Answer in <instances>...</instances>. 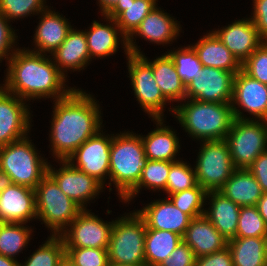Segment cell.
Here are the masks:
<instances>
[{
	"instance_id": "6da1fadb",
	"label": "cell",
	"mask_w": 267,
	"mask_h": 266,
	"mask_svg": "<svg viewBox=\"0 0 267 266\" xmlns=\"http://www.w3.org/2000/svg\"><path fill=\"white\" fill-rule=\"evenodd\" d=\"M51 151L57 160L67 158L102 128V116L95 98L74 88L64 98L53 100Z\"/></svg>"
},
{
	"instance_id": "7a4b0ae2",
	"label": "cell",
	"mask_w": 267,
	"mask_h": 266,
	"mask_svg": "<svg viewBox=\"0 0 267 266\" xmlns=\"http://www.w3.org/2000/svg\"><path fill=\"white\" fill-rule=\"evenodd\" d=\"M48 58H47V57ZM50 55L17 48L6 64L4 88L23 100L67 96L74 87H66V77ZM70 88V89H69Z\"/></svg>"
},
{
	"instance_id": "3957f363",
	"label": "cell",
	"mask_w": 267,
	"mask_h": 266,
	"mask_svg": "<svg viewBox=\"0 0 267 266\" xmlns=\"http://www.w3.org/2000/svg\"><path fill=\"white\" fill-rule=\"evenodd\" d=\"M169 109L193 139L224 140L234 120L231 103H211L194 99Z\"/></svg>"
},
{
	"instance_id": "277c9868",
	"label": "cell",
	"mask_w": 267,
	"mask_h": 266,
	"mask_svg": "<svg viewBox=\"0 0 267 266\" xmlns=\"http://www.w3.org/2000/svg\"><path fill=\"white\" fill-rule=\"evenodd\" d=\"M147 161L141 135L129 131L113 134L108 184L115 185L120 199L138 184Z\"/></svg>"
},
{
	"instance_id": "5b68a950",
	"label": "cell",
	"mask_w": 267,
	"mask_h": 266,
	"mask_svg": "<svg viewBox=\"0 0 267 266\" xmlns=\"http://www.w3.org/2000/svg\"><path fill=\"white\" fill-rule=\"evenodd\" d=\"M28 136L0 147V171L6 173L12 183L35 189L48 174L46 159L38 155Z\"/></svg>"
},
{
	"instance_id": "8992f818",
	"label": "cell",
	"mask_w": 267,
	"mask_h": 266,
	"mask_svg": "<svg viewBox=\"0 0 267 266\" xmlns=\"http://www.w3.org/2000/svg\"><path fill=\"white\" fill-rule=\"evenodd\" d=\"M146 223L134 211L114 221L108 246L109 262L121 265L146 263Z\"/></svg>"
},
{
	"instance_id": "52a82bcc",
	"label": "cell",
	"mask_w": 267,
	"mask_h": 266,
	"mask_svg": "<svg viewBox=\"0 0 267 266\" xmlns=\"http://www.w3.org/2000/svg\"><path fill=\"white\" fill-rule=\"evenodd\" d=\"M35 194L37 219L51 230L52 236H59L83 210L49 174L36 186Z\"/></svg>"
},
{
	"instance_id": "ba28073f",
	"label": "cell",
	"mask_w": 267,
	"mask_h": 266,
	"mask_svg": "<svg viewBox=\"0 0 267 266\" xmlns=\"http://www.w3.org/2000/svg\"><path fill=\"white\" fill-rule=\"evenodd\" d=\"M234 118L225 140L235 169H248L267 150V121Z\"/></svg>"
},
{
	"instance_id": "9c48e42d",
	"label": "cell",
	"mask_w": 267,
	"mask_h": 266,
	"mask_svg": "<svg viewBox=\"0 0 267 266\" xmlns=\"http://www.w3.org/2000/svg\"><path fill=\"white\" fill-rule=\"evenodd\" d=\"M195 172L198 184L206 191H219L235 170L227 141H201Z\"/></svg>"
},
{
	"instance_id": "30bf717a",
	"label": "cell",
	"mask_w": 267,
	"mask_h": 266,
	"mask_svg": "<svg viewBox=\"0 0 267 266\" xmlns=\"http://www.w3.org/2000/svg\"><path fill=\"white\" fill-rule=\"evenodd\" d=\"M134 96L144 112L152 118H163L166 103H170L162 94L154 79L151 64L145 55L129 53L126 57Z\"/></svg>"
},
{
	"instance_id": "8fae6325",
	"label": "cell",
	"mask_w": 267,
	"mask_h": 266,
	"mask_svg": "<svg viewBox=\"0 0 267 266\" xmlns=\"http://www.w3.org/2000/svg\"><path fill=\"white\" fill-rule=\"evenodd\" d=\"M113 224L83 209L59 236L64 247L108 248Z\"/></svg>"
},
{
	"instance_id": "7c38bea8",
	"label": "cell",
	"mask_w": 267,
	"mask_h": 266,
	"mask_svg": "<svg viewBox=\"0 0 267 266\" xmlns=\"http://www.w3.org/2000/svg\"><path fill=\"white\" fill-rule=\"evenodd\" d=\"M110 135L106 136L103 130H99L67 158L73 167L92 176L103 186L107 176L109 177L110 146L113 134Z\"/></svg>"
},
{
	"instance_id": "4fadbf2b",
	"label": "cell",
	"mask_w": 267,
	"mask_h": 266,
	"mask_svg": "<svg viewBox=\"0 0 267 266\" xmlns=\"http://www.w3.org/2000/svg\"><path fill=\"white\" fill-rule=\"evenodd\" d=\"M26 102L0 86V147L29 135L32 121Z\"/></svg>"
},
{
	"instance_id": "5bb4252c",
	"label": "cell",
	"mask_w": 267,
	"mask_h": 266,
	"mask_svg": "<svg viewBox=\"0 0 267 266\" xmlns=\"http://www.w3.org/2000/svg\"><path fill=\"white\" fill-rule=\"evenodd\" d=\"M232 110L234 118L250 120L242 115L239 107L255 120L267 121V85L240 70L233 79ZM235 104V105H234ZM236 104L238 107H236Z\"/></svg>"
},
{
	"instance_id": "9a60e30c",
	"label": "cell",
	"mask_w": 267,
	"mask_h": 266,
	"mask_svg": "<svg viewBox=\"0 0 267 266\" xmlns=\"http://www.w3.org/2000/svg\"><path fill=\"white\" fill-rule=\"evenodd\" d=\"M234 74L213 67H202L201 75L186 85L185 99L211 103H232Z\"/></svg>"
},
{
	"instance_id": "2e32d148",
	"label": "cell",
	"mask_w": 267,
	"mask_h": 266,
	"mask_svg": "<svg viewBox=\"0 0 267 266\" xmlns=\"http://www.w3.org/2000/svg\"><path fill=\"white\" fill-rule=\"evenodd\" d=\"M62 166L55 170L48 165V174L56 181L61 191L82 209L103 190V185L92 176L73 167L67 160H60Z\"/></svg>"
},
{
	"instance_id": "e0dca14e",
	"label": "cell",
	"mask_w": 267,
	"mask_h": 266,
	"mask_svg": "<svg viewBox=\"0 0 267 266\" xmlns=\"http://www.w3.org/2000/svg\"><path fill=\"white\" fill-rule=\"evenodd\" d=\"M175 18L169 14L161 11V8L154 7L150 13L141 21L139 27L127 39L129 53L142 55L138 49L136 42L133 41L134 36L138 35L144 37L145 40L159 45L171 44L176 40L181 28L180 24Z\"/></svg>"
},
{
	"instance_id": "ac0fdd59",
	"label": "cell",
	"mask_w": 267,
	"mask_h": 266,
	"mask_svg": "<svg viewBox=\"0 0 267 266\" xmlns=\"http://www.w3.org/2000/svg\"><path fill=\"white\" fill-rule=\"evenodd\" d=\"M37 219L35 189L12 183L0 192V222L24 223Z\"/></svg>"
},
{
	"instance_id": "d6986e66",
	"label": "cell",
	"mask_w": 267,
	"mask_h": 266,
	"mask_svg": "<svg viewBox=\"0 0 267 266\" xmlns=\"http://www.w3.org/2000/svg\"><path fill=\"white\" fill-rule=\"evenodd\" d=\"M212 32L241 64L264 42L250 18L235 20Z\"/></svg>"
},
{
	"instance_id": "ffe728a7",
	"label": "cell",
	"mask_w": 267,
	"mask_h": 266,
	"mask_svg": "<svg viewBox=\"0 0 267 266\" xmlns=\"http://www.w3.org/2000/svg\"><path fill=\"white\" fill-rule=\"evenodd\" d=\"M137 213L144 219L147 229L167 230L183 237L192 218L178 209L168 198L154 200Z\"/></svg>"
},
{
	"instance_id": "44dd1931",
	"label": "cell",
	"mask_w": 267,
	"mask_h": 266,
	"mask_svg": "<svg viewBox=\"0 0 267 266\" xmlns=\"http://www.w3.org/2000/svg\"><path fill=\"white\" fill-rule=\"evenodd\" d=\"M182 239L194 251L196 258L221 251L228 246V240L204 214L192 218Z\"/></svg>"
},
{
	"instance_id": "7402d4cb",
	"label": "cell",
	"mask_w": 267,
	"mask_h": 266,
	"mask_svg": "<svg viewBox=\"0 0 267 266\" xmlns=\"http://www.w3.org/2000/svg\"><path fill=\"white\" fill-rule=\"evenodd\" d=\"M105 20L109 23L107 25H103V23H99L97 21H93L90 29L85 31L87 47L90 54V58H103L106 56H111L117 52L118 47L123 42L122 48H124V52L126 56L129 54L127 38L121 32V29L116 24L115 19L109 18L103 15ZM120 36L122 39L120 40Z\"/></svg>"
},
{
	"instance_id": "603a6c76",
	"label": "cell",
	"mask_w": 267,
	"mask_h": 266,
	"mask_svg": "<svg viewBox=\"0 0 267 266\" xmlns=\"http://www.w3.org/2000/svg\"><path fill=\"white\" fill-rule=\"evenodd\" d=\"M41 17L36 33L34 34L36 53H53L66 39L68 32L72 29L66 17L60 13L47 9L40 13Z\"/></svg>"
},
{
	"instance_id": "cb8c5ba5",
	"label": "cell",
	"mask_w": 267,
	"mask_h": 266,
	"mask_svg": "<svg viewBox=\"0 0 267 266\" xmlns=\"http://www.w3.org/2000/svg\"><path fill=\"white\" fill-rule=\"evenodd\" d=\"M53 62L60 72L67 77V70H82L91 61L87 47L85 30L72 28L62 44L51 53ZM55 60V61H54Z\"/></svg>"
},
{
	"instance_id": "d4e9b609",
	"label": "cell",
	"mask_w": 267,
	"mask_h": 266,
	"mask_svg": "<svg viewBox=\"0 0 267 266\" xmlns=\"http://www.w3.org/2000/svg\"><path fill=\"white\" fill-rule=\"evenodd\" d=\"M206 199L210 207L204 215L226 240L235 238L241 207L220 191L207 192Z\"/></svg>"
},
{
	"instance_id": "484cf974",
	"label": "cell",
	"mask_w": 267,
	"mask_h": 266,
	"mask_svg": "<svg viewBox=\"0 0 267 266\" xmlns=\"http://www.w3.org/2000/svg\"><path fill=\"white\" fill-rule=\"evenodd\" d=\"M192 47L205 67L230 71L234 75L241 70V63L212 31L205 34Z\"/></svg>"
},
{
	"instance_id": "4316f807",
	"label": "cell",
	"mask_w": 267,
	"mask_h": 266,
	"mask_svg": "<svg viewBox=\"0 0 267 266\" xmlns=\"http://www.w3.org/2000/svg\"><path fill=\"white\" fill-rule=\"evenodd\" d=\"M157 128L150 131L145 137L141 136L145 156L149 160L178 161L175 156L180 151L179 138L175 131L163 124V118H152Z\"/></svg>"
},
{
	"instance_id": "83f0119b",
	"label": "cell",
	"mask_w": 267,
	"mask_h": 266,
	"mask_svg": "<svg viewBox=\"0 0 267 266\" xmlns=\"http://www.w3.org/2000/svg\"><path fill=\"white\" fill-rule=\"evenodd\" d=\"M219 191L240 207L256 206L263 195L260 184L248 169H235Z\"/></svg>"
},
{
	"instance_id": "f1b7e54d",
	"label": "cell",
	"mask_w": 267,
	"mask_h": 266,
	"mask_svg": "<svg viewBox=\"0 0 267 266\" xmlns=\"http://www.w3.org/2000/svg\"><path fill=\"white\" fill-rule=\"evenodd\" d=\"M157 0H125L116 5L105 15L115 19L121 32L128 39L139 27L141 21L157 6Z\"/></svg>"
},
{
	"instance_id": "f546056e",
	"label": "cell",
	"mask_w": 267,
	"mask_h": 266,
	"mask_svg": "<svg viewBox=\"0 0 267 266\" xmlns=\"http://www.w3.org/2000/svg\"><path fill=\"white\" fill-rule=\"evenodd\" d=\"M147 61L152 66L154 79L160 87L163 96L169 102H183L186 97V86L179 77L170 56L164 53V55L159 56L154 61L148 59Z\"/></svg>"
},
{
	"instance_id": "4dcf8cb0",
	"label": "cell",
	"mask_w": 267,
	"mask_h": 266,
	"mask_svg": "<svg viewBox=\"0 0 267 266\" xmlns=\"http://www.w3.org/2000/svg\"><path fill=\"white\" fill-rule=\"evenodd\" d=\"M233 266H264L267 262V237H235L228 241Z\"/></svg>"
},
{
	"instance_id": "1f68e13d",
	"label": "cell",
	"mask_w": 267,
	"mask_h": 266,
	"mask_svg": "<svg viewBox=\"0 0 267 266\" xmlns=\"http://www.w3.org/2000/svg\"><path fill=\"white\" fill-rule=\"evenodd\" d=\"M182 241V237L174 232L147 229L144 246L146 265L159 266Z\"/></svg>"
},
{
	"instance_id": "d6a6232c",
	"label": "cell",
	"mask_w": 267,
	"mask_h": 266,
	"mask_svg": "<svg viewBox=\"0 0 267 266\" xmlns=\"http://www.w3.org/2000/svg\"><path fill=\"white\" fill-rule=\"evenodd\" d=\"M28 227L24 223L0 222V255L15 259L31 239L33 231Z\"/></svg>"
},
{
	"instance_id": "836d02e7",
	"label": "cell",
	"mask_w": 267,
	"mask_h": 266,
	"mask_svg": "<svg viewBox=\"0 0 267 266\" xmlns=\"http://www.w3.org/2000/svg\"><path fill=\"white\" fill-rule=\"evenodd\" d=\"M171 162L161 160H149L142 170L138 184L122 199L125 203L131 201L142 189L149 188L153 191H165Z\"/></svg>"
},
{
	"instance_id": "e575fe53",
	"label": "cell",
	"mask_w": 267,
	"mask_h": 266,
	"mask_svg": "<svg viewBox=\"0 0 267 266\" xmlns=\"http://www.w3.org/2000/svg\"><path fill=\"white\" fill-rule=\"evenodd\" d=\"M65 247L60 236H50L19 266H65Z\"/></svg>"
},
{
	"instance_id": "d590c367",
	"label": "cell",
	"mask_w": 267,
	"mask_h": 266,
	"mask_svg": "<svg viewBox=\"0 0 267 266\" xmlns=\"http://www.w3.org/2000/svg\"><path fill=\"white\" fill-rule=\"evenodd\" d=\"M166 53L172 59L176 71L185 86L201 75L203 65L191 45L181 49L178 48L175 51L170 50Z\"/></svg>"
},
{
	"instance_id": "8d00e7d4",
	"label": "cell",
	"mask_w": 267,
	"mask_h": 266,
	"mask_svg": "<svg viewBox=\"0 0 267 266\" xmlns=\"http://www.w3.org/2000/svg\"><path fill=\"white\" fill-rule=\"evenodd\" d=\"M206 194L207 192L198 184L196 187L170 194L168 198L182 212L195 218L205 213L203 207Z\"/></svg>"
},
{
	"instance_id": "74e56055",
	"label": "cell",
	"mask_w": 267,
	"mask_h": 266,
	"mask_svg": "<svg viewBox=\"0 0 267 266\" xmlns=\"http://www.w3.org/2000/svg\"><path fill=\"white\" fill-rule=\"evenodd\" d=\"M66 266H108V248L65 247Z\"/></svg>"
},
{
	"instance_id": "f35d334b",
	"label": "cell",
	"mask_w": 267,
	"mask_h": 266,
	"mask_svg": "<svg viewBox=\"0 0 267 266\" xmlns=\"http://www.w3.org/2000/svg\"><path fill=\"white\" fill-rule=\"evenodd\" d=\"M235 237H267V224L263 220L256 206L240 208Z\"/></svg>"
},
{
	"instance_id": "ab89813d",
	"label": "cell",
	"mask_w": 267,
	"mask_h": 266,
	"mask_svg": "<svg viewBox=\"0 0 267 266\" xmlns=\"http://www.w3.org/2000/svg\"><path fill=\"white\" fill-rule=\"evenodd\" d=\"M184 161L171 162L165 192L174 194L198 185L195 168Z\"/></svg>"
},
{
	"instance_id": "60d3db41",
	"label": "cell",
	"mask_w": 267,
	"mask_h": 266,
	"mask_svg": "<svg viewBox=\"0 0 267 266\" xmlns=\"http://www.w3.org/2000/svg\"><path fill=\"white\" fill-rule=\"evenodd\" d=\"M45 0H0V12L9 20L38 15L46 10ZM11 19V20H10Z\"/></svg>"
},
{
	"instance_id": "b9f144b4",
	"label": "cell",
	"mask_w": 267,
	"mask_h": 266,
	"mask_svg": "<svg viewBox=\"0 0 267 266\" xmlns=\"http://www.w3.org/2000/svg\"><path fill=\"white\" fill-rule=\"evenodd\" d=\"M241 70L267 85V41H264L242 64Z\"/></svg>"
},
{
	"instance_id": "7bdbcfd3",
	"label": "cell",
	"mask_w": 267,
	"mask_h": 266,
	"mask_svg": "<svg viewBox=\"0 0 267 266\" xmlns=\"http://www.w3.org/2000/svg\"><path fill=\"white\" fill-rule=\"evenodd\" d=\"M8 22L10 23V21L0 12V61L1 59L9 60L17 50L13 46L16 45L15 40L18 36H16L17 34L15 33V30L13 31L14 28H11V25Z\"/></svg>"
},
{
	"instance_id": "ee69618b",
	"label": "cell",
	"mask_w": 267,
	"mask_h": 266,
	"mask_svg": "<svg viewBox=\"0 0 267 266\" xmlns=\"http://www.w3.org/2000/svg\"><path fill=\"white\" fill-rule=\"evenodd\" d=\"M194 251L183 241L159 266H195Z\"/></svg>"
},
{
	"instance_id": "f6af8a7d",
	"label": "cell",
	"mask_w": 267,
	"mask_h": 266,
	"mask_svg": "<svg viewBox=\"0 0 267 266\" xmlns=\"http://www.w3.org/2000/svg\"><path fill=\"white\" fill-rule=\"evenodd\" d=\"M253 6V16L250 19L260 37L267 41V0H253Z\"/></svg>"
},
{
	"instance_id": "bcb514c9",
	"label": "cell",
	"mask_w": 267,
	"mask_h": 266,
	"mask_svg": "<svg viewBox=\"0 0 267 266\" xmlns=\"http://www.w3.org/2000/svg\"><path fill=\"white\" fill-rule=\"evenodd\" d=\"M195 266H233L231 251L227 246L221 251L198 257Z\"/></svg>"
},
{
	"instance_id": "7dc6e473",
	"label": "cell",
	"mask_w": 267,
	"mask_h": 266,
	"mask_svg": "<svg viewBox=\"0 0 267 266\" xmlns=\"http://www.w3.org/2000/svg\"><path fill=\"white\" fill-rule=\"evenodd\" d=\"M260 184L262 191L267 192V150L262 152L248 168Z\"/></svg>"
},
{
	"instance_id": "c3c4849f",
	"label": "cell",
	"mask_w": 267,
	"mask_h": 266,
	"mask_svg": "<svg viewBox=\"0 0 267 266\" xmlns=\"http://www.w3.org/2000/svg\"><path fill=\"white\" fill-rule=\"evenodd\" d=\"M256 207L262 216L263 220L267 224V192H263V195L256 204Z\"/></svg>"
},
{
	"instance_id": "681fc988",
	"label": "cell",
	"mask_w": 267,
	"mask_h": 266,
	"mask_svg": "<svg viewBox=\"0 0 267 266\" xmlns=\"http://www.w3.org/2000/svg\"><path fill=\"white\" fill-rule=\"evenodd\" d=\"M125 0H98V4L100 7L101 16L106 15L117 2H123Z\"/></svg>"
},
{
	"instance_id": "f907efd6",
	"label": "cell",
	"mask_w": 267,
	"mask_h": 266,
	"mask_svg": "<svg viewBox=\"0 0 267 266\" xmlns=\"http://www.w3.org/2000/svg\"><path fill=\"white\" fill-rule=\"evenodd\" d=\"M11 184H12L11 178L6 173L0 171V192L4 191Z\"/></svg>"
},
{
	"instance_id": "816d5d0a",
	"label": "cell",
	"mask_w": 267,
	"mask_h": 266,
	"mask_svg": "<svg viewBox=\"0 0 267 266\" xmlns=\"http://www.w3.org/2000/svg\"><path fill=\"white\" fill-rule=\"evenodd\" d=\"M0 266H19V262L16 259L0 255Z\"/></svg>"
},
{
	"instance_id": "f5cc1de1",
	"label": "cell",
	"mask_w": 267,
	"mask_h": 266,
	"mask_svg": "<svg viewBox=\"0 0 267 266\" xmlns=\"http://www.w3.org/2000/svg\"><path fill=\"white\" fill-rule=\"evenodd\" d=\"M108 266H147V265H146V263L137 264V265H121V264H116V263L109 262Z\"/></svg>"
}]
</instances>
